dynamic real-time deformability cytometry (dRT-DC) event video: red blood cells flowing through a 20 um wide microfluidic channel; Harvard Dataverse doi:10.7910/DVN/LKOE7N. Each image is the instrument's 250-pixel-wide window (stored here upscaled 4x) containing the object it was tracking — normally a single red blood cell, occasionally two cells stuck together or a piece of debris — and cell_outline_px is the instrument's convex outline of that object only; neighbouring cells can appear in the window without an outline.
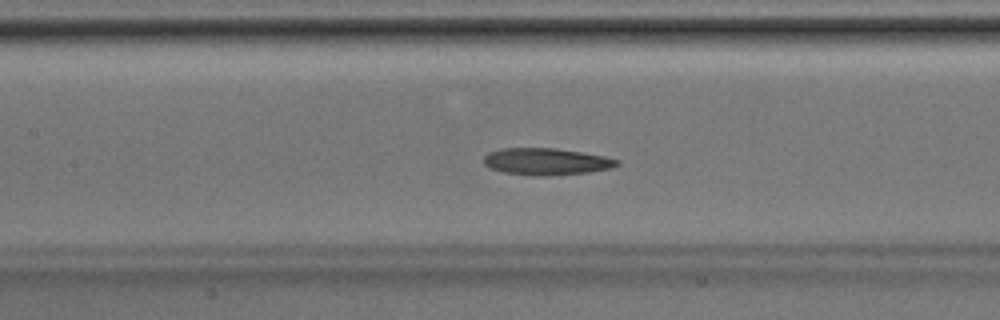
{"species": "Egyptian fruit bat (a non-hibernating species)", "species_latin": "Rousettus aegyptiacus", "temperature_condition": "room temperature", "stored_images_in_passage": 42, "camera_frame_rate_fps": 3000, "um_per_image_px": 0.085, "animal": {"sex": "male"}, "frame": {"image": 1, "passage_image": 19, "time_ms": 6.0, "image_size_px": [1000, 320], "cell_outline_px": [[620, 164], [612, 168], [588, 172], [544, 176], [532, 176], [504, 172], [488, 168], [484, 164], [484, 156], [488, 152], [500, 148], [552, 148], [580, 152], [604, 156], [620, 160]], "centroid_in_image_um": [46.41, 13.73], "position_along_channel_um": 161.0, "area_um2": 20.92}}
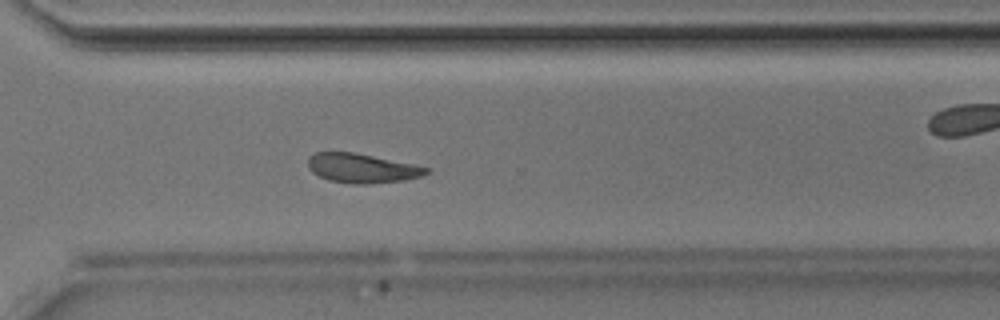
{"frame": {"image": 2, "passage_image": 30, "time_ms": 9.667, "image_size_px": [1000, 320], "cell_outline_px": [[432, 172], [424, 176], [404, 180], [368, 184], [352, 184], [328, 180], [312, 172], [308, 168], [308, 160], [316, 152], [352, 152], [416, 164], [428, 168]], "centroid_in_image_um": [30.82, 14.31], "position_along_channel_um": 339.8, "area_um2": 20.29}}
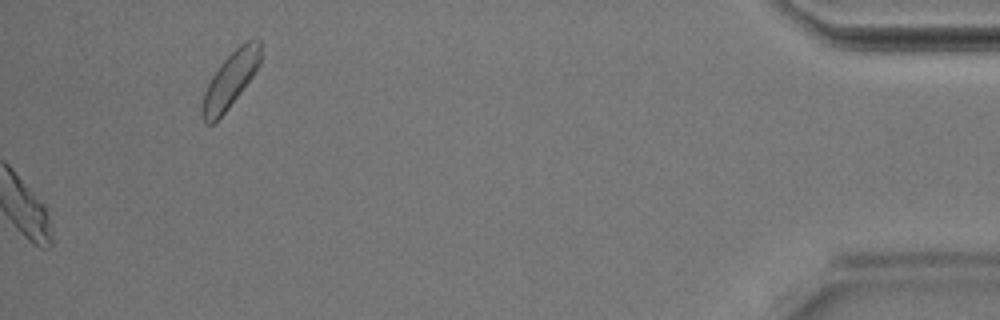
{"frame": {"image": 3, "passage_image": 42, "time_ms": 13.667, "image_size_px": [1000, 320], "cell_outline_px": [[260, 64], [252, 76], [228, 108], [212, 124], [208, 124], [200, 116], [200, 108], [204, 92], [212, 76], [220, 64], [240, 44], [248, 40], [260, 40]], "centroid_in_image_um": [19.54, 6.8], "position_along_channel_um": 415.7, "area_um2": 18.44}}